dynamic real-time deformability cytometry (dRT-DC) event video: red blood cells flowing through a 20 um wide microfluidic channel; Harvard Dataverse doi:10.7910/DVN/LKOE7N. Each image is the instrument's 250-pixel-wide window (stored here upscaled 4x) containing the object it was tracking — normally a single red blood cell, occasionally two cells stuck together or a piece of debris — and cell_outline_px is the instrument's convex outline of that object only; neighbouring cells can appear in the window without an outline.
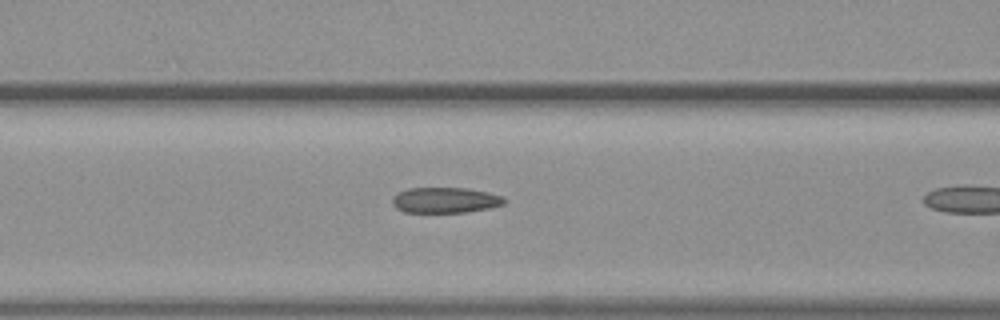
{"species": "common noctule bat (a hibernating species)", "species_latin": "Nyctalus noctula", "temperature_condition": "warm", "stored_images_in_passage": 20, "camera_frame_rate_fps": 3000, "um_per_image_px": 0.085, "animal": {"sex": "female", "body_mass_g": 19.3, "forearm_length_mm": 54.1}, "frame": {"image": 1, "passage_image": 15, "time_ms": 4.667, "image_size_px": [1000, 320], "cell_outline_px": [[508, 200], [504, 204], [488, 208], [468, 212], [404, 212], [396, 208], [392, 204], [392, 200], [400, 192], [408, 188], [468, 188], [488, 192], [504, 196]], "centroid_in_image_um": [37.9, 17.01], "position_along_channel_um": 128.7, "area_um2": 16.7}}